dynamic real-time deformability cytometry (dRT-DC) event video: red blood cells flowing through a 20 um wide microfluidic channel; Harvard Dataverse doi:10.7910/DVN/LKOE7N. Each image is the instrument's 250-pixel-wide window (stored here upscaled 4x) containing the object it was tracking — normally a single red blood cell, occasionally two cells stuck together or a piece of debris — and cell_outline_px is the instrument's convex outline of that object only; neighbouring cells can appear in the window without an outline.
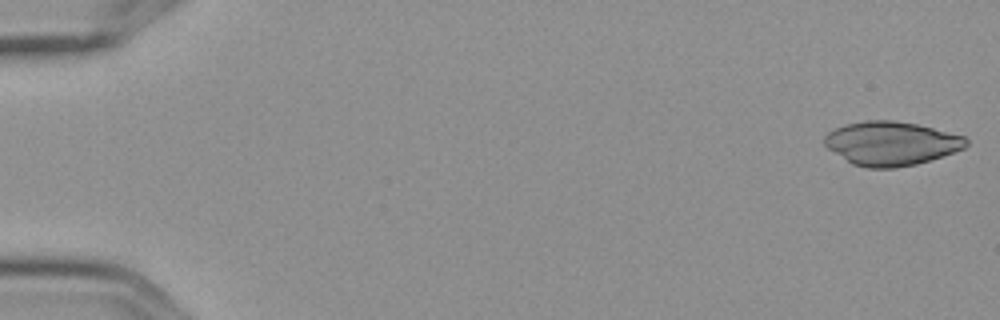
{"species": "Egyptian fruit bat (a non-hibernating species)", "species_latin": "Rousettus aegyptiacus", "temperature_condition": "cold", "stored_images_in_passage": 5, "camera_frame_rate_fps": 3000, "um_per_image_px": 0.085, "frame": {"image": 1, "passage_image": 1, "time_ms": 0.0, "image_size_px": [1000, 320], "cell_outline_px": [[968, 144], [964, 148], [916, 164], [896, 168], [868, 168], [852, 164], [828, 148], [824, 144], [824, 136], [828, 132], [844, 124], [864, 120], [892, 120], [916, 124], [964, 136], [968, 140]], "centroid_in_image_um": [75.71, 12.18], "position_along_channel_um": 9.3, "area_um2": 35.95}}